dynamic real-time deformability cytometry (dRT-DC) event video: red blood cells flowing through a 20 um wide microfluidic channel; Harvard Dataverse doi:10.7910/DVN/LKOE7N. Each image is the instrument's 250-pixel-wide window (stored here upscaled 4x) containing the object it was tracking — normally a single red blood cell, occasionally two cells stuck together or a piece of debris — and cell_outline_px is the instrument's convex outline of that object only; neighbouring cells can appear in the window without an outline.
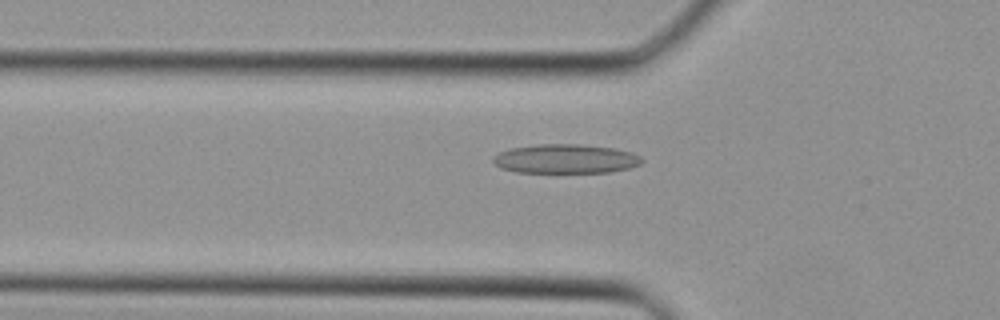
{"species": "Egyptian fruit bat (a non-hibernating species)", "species_latin": "Rousettus aegyptiacus", "temperature_condition": "cold", "stored_images_in_passage": 37, "camera_frame_rate_fps": 3000, "um_per_image_px": 0.085, "animal": {"sex": "female"}, "frame": {"image": 1, "passage_image": 11, "time_ms": 3.333, "image_size_px": [1000, 320], "cell_outline_px": [[644, 160], [640, 164], [632, 168], [608, 172], [516, 172], [500, 168], [492, 160], [492, 156], [508, 148], [540, 144], [580, 144], [616, 148], [632, 152], [640, 156]], "centroid_in_image_um": [48.09, 13.49], "position_along_channel_um": 77.7, "area_um2": 25.49}}
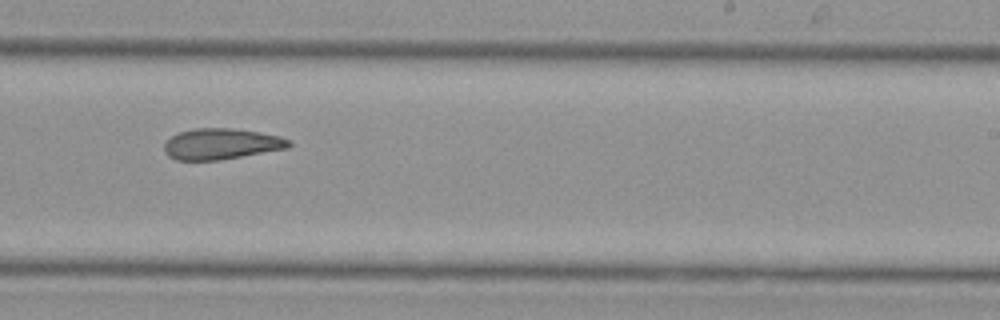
{"frame": {"image": 2, "passage_image": 22, "time_ms": 7.0, "image_size_px": [1000, 320], "cell_outline_px": [[292, 144], [288, 148], [220, 160], [176, 160], [168, 156], [164, 152], [164, 144], [172, 136], [180, 132], [192, 128], [236, 128], [260, 132], [280, 136], [292, 140]], "centroid_in_image_um": [18.83, 12.23], "position_along_channel_um": 270.2, "area_um2": 22.66}}
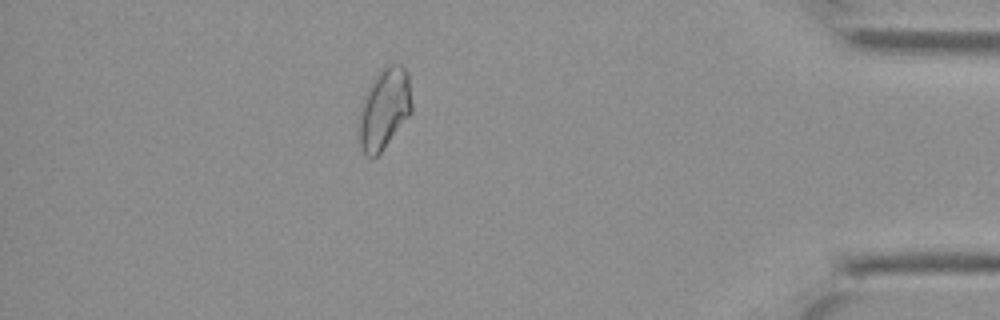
{"frame": {"image": 3, "passage_image": 32, "time_ms": 10.333, "image_size_px": [1000, 320], "cell_outline_px": [[412, 112], [380, 152], [372, 160], [364, 156], [356, 140], [356, 128], [360, 104], [376, 72], [380, 68], [388, 64], [400, 64], [408, 72], [412, 104]], "centroid_in_image_um": [32.59, 9.28], "position_along_channel_um": 402.6, "area_um2": 25.84}}